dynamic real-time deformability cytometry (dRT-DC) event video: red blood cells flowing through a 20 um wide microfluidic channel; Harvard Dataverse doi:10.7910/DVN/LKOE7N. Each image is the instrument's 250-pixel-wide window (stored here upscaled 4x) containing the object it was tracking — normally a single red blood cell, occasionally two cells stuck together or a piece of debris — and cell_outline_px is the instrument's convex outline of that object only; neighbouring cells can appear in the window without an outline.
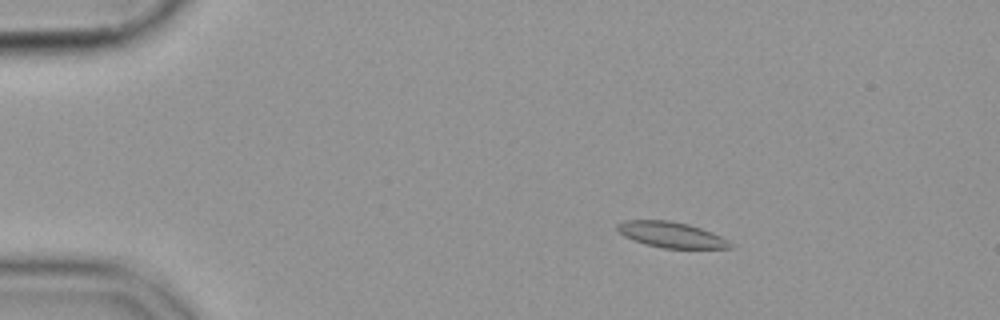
{"species": "common noctule bat (a hibernating species)", "species_latin": "Nyctalus noctula", "temperature_condition": "cold", "stored_images_in_passage": 56, "camera_frame_rate_fps": 3000, "um_per_image_px": 0.085, "animal": {"sex": "female", "body_mass_g": 19.9}, "frame": {"image": 1, "passage_image": 10, "time_ms": 3.0, "image_size_px": [1000, 320], "cell_outline_px": [[732, 248], [664, 248], [644, 244], [632, 240], [624, 236], [616, 228], [616, 224], [624, 220], [668, 220], [688, 224], [712, 232], [728, 240], [732, 244]], "centroid_in_image_um": [57.02, 19.95], "position_along_channel_um": 28.0, "area_um2": 16.88}}
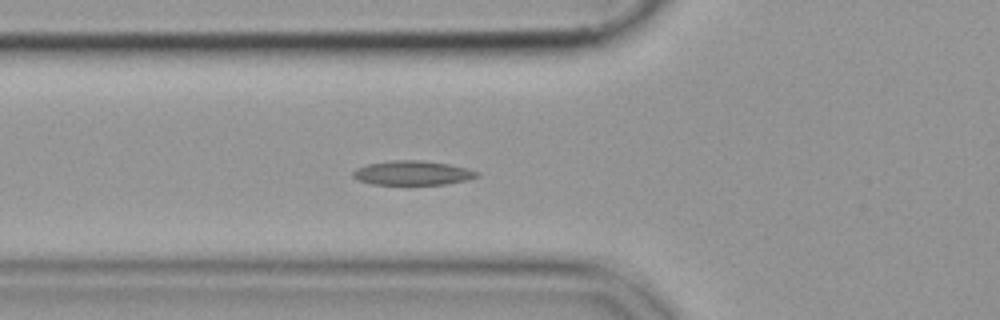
{"frame": {"image": 2, "passage_image": 21, "time_ms": 6.667, "image_size_px": [1000, 320], "cell_outline_px": [[480, 176], [464, 180], [444, 184], [372, 184], [360, 180], [352, 176], [352, 172], [356, 168], [368, 164], [392, 160], [424, 160], [448, 164], [468, 168], [480, 172]], "centroid_in_image_um": [35.08, 14.69], "position_along_channel_um": 90.7, "area_um2": 17.46}}
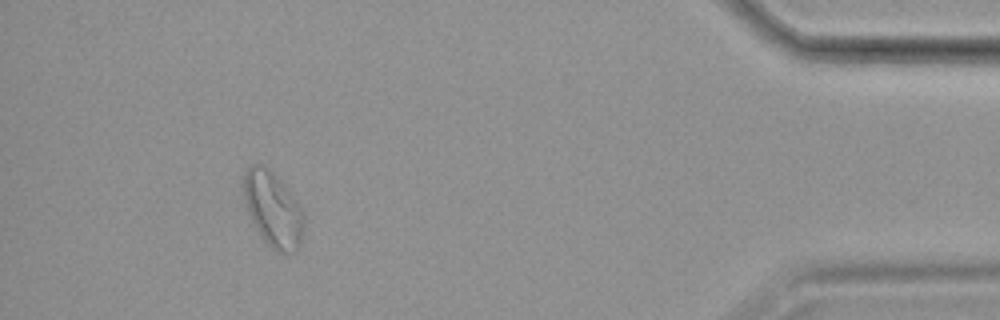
{"frame": {"image": 3, "passage_image": 52, "time_ms": 17.0, "image_size_px": [1000, 320], "cell_outline_px": [[304, 228], [300, 244], [296, 252], [276, 252], [264, 240], [256, 228], [252, 220], [240, 184], [244, 172], [252, 164], [260, 164], [268, 168], [288, 188], [304, 212]], "centroid_in_image_um": [23.21, 17.77], "position_along_channel_um": 412.0, "area_um2": 26.47}}